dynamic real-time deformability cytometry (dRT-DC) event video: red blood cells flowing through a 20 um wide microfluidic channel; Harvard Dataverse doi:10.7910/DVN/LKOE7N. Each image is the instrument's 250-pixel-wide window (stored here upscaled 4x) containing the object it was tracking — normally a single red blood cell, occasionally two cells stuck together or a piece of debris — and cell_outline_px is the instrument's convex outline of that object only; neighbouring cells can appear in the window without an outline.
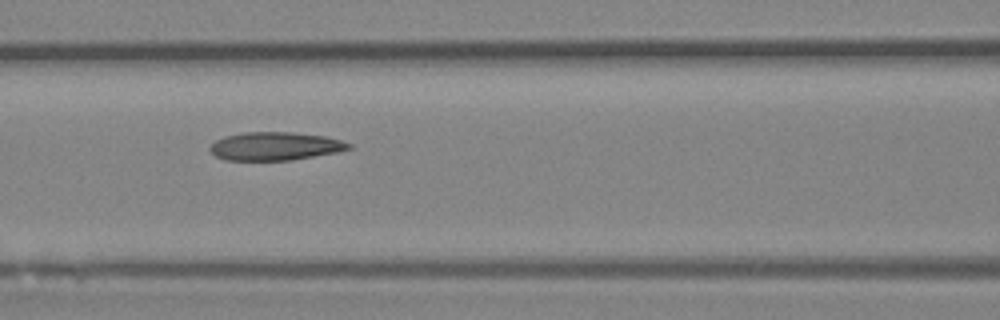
{"species": "Egyptian fruit bat (a non-hibernating species)", "species_latin": "Rousettus aegyptiacus", "temperature_condition": "room temperature", "stored_images_in_passage": 7, "camera_frame_rate_fps": 3000, "um_per_image_px": 0.085, "animal": {"sex": "female"}, "frame": {"image": 1, "passage_image": 4, "time_ms": 1.0, "image_size_px": [1000, 320], "cell_outline_px": [[352, 148], [340, 152], [292, 160], [224, 160], [216, 156], [208, 148], [216, 140], [224, 136], [244, 132], [292, 132], [324, 136], [340, 140], [352, 144]], "centroid_in_image_um": [23.4, 12.43], "position_along_channel_um": 143.2, "area_um2": 22.95}}
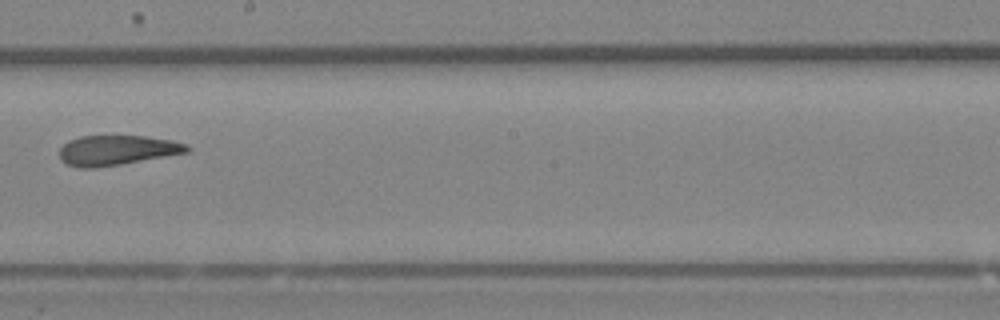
{"frame": {"image": 2, "passage_image": 6, "time_ms": 1.667, "image_size_px": [1000, 320], "cell_outline_px": [[192, 148], [188, 152], [120, 164], [96, 168], [80, 168], [68, 164], [60, 160], [60, 148], [68, 140], [80, 136], [144, 136], [172, 140], [188, 144]], "centroid_in_image_um": [9.94, 12.76], "position_along_channel_um": 238.3, "area_um2": 22.2}}
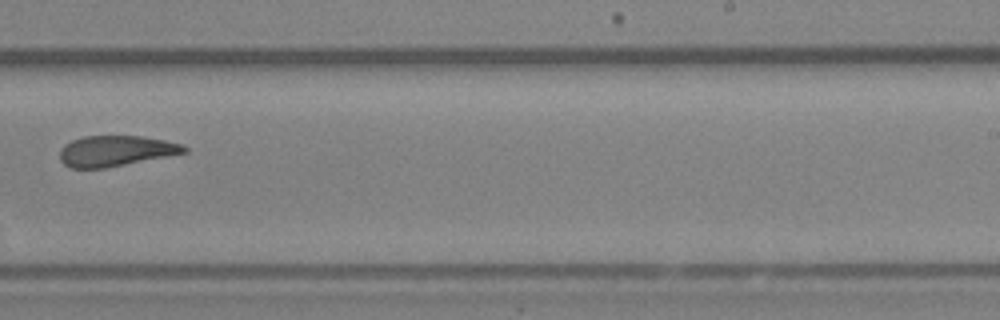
{"frame": {"image": 3, "passage_image": 7, "time_ms": 2.0, "image_size_px": [1000, 320], "cell_outline_px": [[188, 152], [104, 168], [72, 168], [64, 164], [60, 160], [60, 152], [64, 144], [72, 140], [84, 136], [140, 136], [164, 140], [180, 144], [188, 148]], "centroid_in_image_um": [9.81, 12.82], "position_along_channel_um": 279.2, "area_um2": 21.96}}